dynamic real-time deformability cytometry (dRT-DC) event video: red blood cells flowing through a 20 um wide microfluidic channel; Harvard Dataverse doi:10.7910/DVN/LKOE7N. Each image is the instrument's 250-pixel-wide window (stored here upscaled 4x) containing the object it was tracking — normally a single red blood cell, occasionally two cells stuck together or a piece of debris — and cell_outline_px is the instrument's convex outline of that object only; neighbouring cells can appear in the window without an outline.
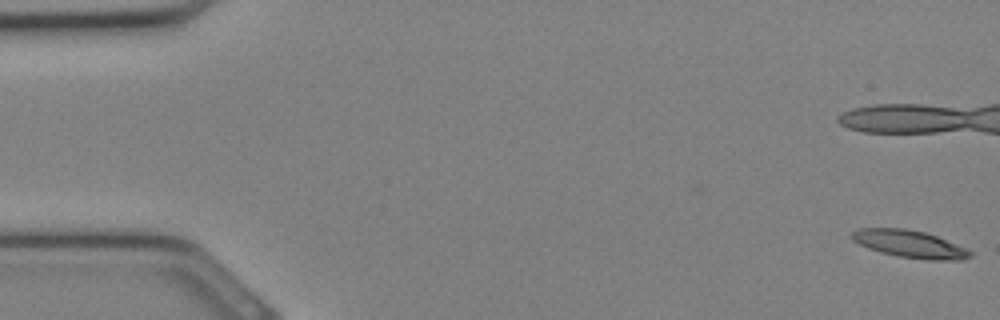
{"species": "Egyptian fruit bat (a non-hibernating species)", "species_latin": "Rousettus aegyptiacus", "temperature_condition": "cold", "stored_images_in_passage": 27, "camera_frame_rate_fps": 3000, "um_per_image_px": 0.085, "animal": {"sex": "female"}, "frame": {"image": 1, "passage_image": 1, "time_ms": 0.0, "image_size_px": [1000, 320], "cell_outline_px": [[972, 256], [964, 260], [928, 260], [900, 256], [880, 252], [868, 248], [852, 240], [852, 232], [856, 228], [904, 228], [924, 232], [936, 236], [968, 248], [972, 252]], "centroid_in_image_um": [77.36, 20.74], "position_along_channel_um": 7.6, "area_um2": 18.9}}